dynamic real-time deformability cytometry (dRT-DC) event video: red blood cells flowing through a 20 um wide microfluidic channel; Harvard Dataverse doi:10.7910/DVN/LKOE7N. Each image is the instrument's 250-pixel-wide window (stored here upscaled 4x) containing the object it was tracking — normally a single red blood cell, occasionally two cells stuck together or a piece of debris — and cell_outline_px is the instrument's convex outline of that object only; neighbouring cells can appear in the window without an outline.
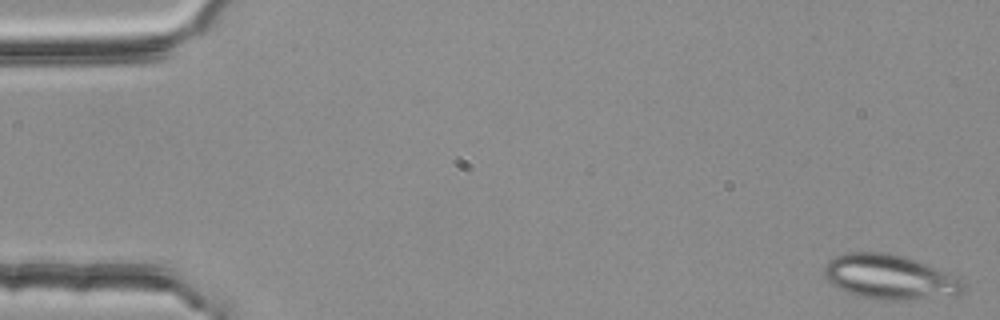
{"species": "common noctule bat (a hibernating species)", "species_latin": "Nyctalus noctula", "temperature_condition": "room temperature", "stored_images_in_passage": 14, "camera_frame_rate_fps": 3000, "um_per_image_px": 0.085, "animal": {"sex": "female", "body_mass_g": 25.1}, "frame": {"image": 1, "passage_image": 1, "time_ms": 0.0, "image_size_px": [1000, 320], "cell_outline_px": [[964, 292], [956, 296], [912, 300], [876, 300], [860, 296], [836, 288], [824, 276], [824, 268], [828, 260], [844, 252], [888, 252], [916, 260], [948, 272], [956, 276], [964, 284]], "centroid_in_image_um": [75.64, 23.56], "position_along_channel_um": 9.4, "area_um2": 36.65}}